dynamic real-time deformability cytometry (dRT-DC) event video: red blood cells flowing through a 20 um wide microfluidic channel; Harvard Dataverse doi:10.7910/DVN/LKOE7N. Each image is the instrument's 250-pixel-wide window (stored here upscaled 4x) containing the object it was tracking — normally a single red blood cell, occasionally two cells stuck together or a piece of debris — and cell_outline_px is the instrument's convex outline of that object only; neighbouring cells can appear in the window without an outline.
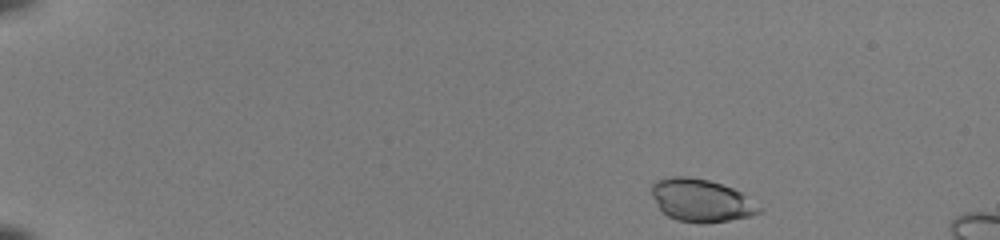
{"species": "common noctule bat (a hibernating species)", "species_latin": "Nyctalus noctula", "temperature_condition": "room temperature", "stored_images_in_passage": 11, "camera_frame_rate_fps": 3000, "um_per_image_px": 0.085, "animal": {"sex": "female", "body_mass_g": 22.0, "forearm_length_mm": 56.7}, "frame": {"image": 1, "passage_image": 2, "time_ms": 0.333, "image_size_px": [1000, 240], "cell_outline_px": [[764, 212], [752, 216], [704, 224], [700, 224], [676, 220], [660, 212], [652, 196], [652, 184], [656, 180], [672, 176], [688, 176], [708, 180], [732, 188], [740, 192], [764, 208]], "centroid_in_image_um": [59.6, 17.05], "position_along_channel_um": 25.4, "area_um2": 27.11}}